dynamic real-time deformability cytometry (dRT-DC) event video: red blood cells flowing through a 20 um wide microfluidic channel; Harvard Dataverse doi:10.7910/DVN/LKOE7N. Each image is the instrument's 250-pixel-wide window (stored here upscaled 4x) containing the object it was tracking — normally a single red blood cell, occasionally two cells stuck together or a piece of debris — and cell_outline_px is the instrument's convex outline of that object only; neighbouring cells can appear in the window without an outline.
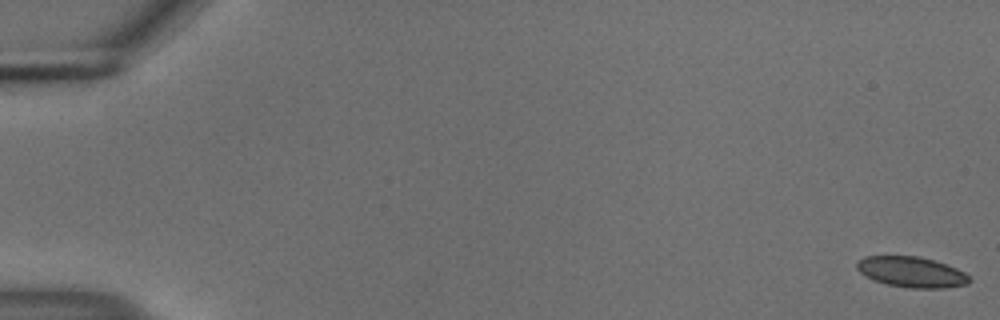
{"species": "common noctule bat (a hibernating species)", "species_latin": "Nyctalus noctula", "temperature_condition": "cold", "stored_images_in_passage": 7, "camera_frame_rate_fps": 3000, "um_per_image_px": 0.085, "animal": {"sex": "male", "body_mass_g": 18.8}, "frame": {"image": 1, "passage_image": 1, "time_ms": 0.0, "image_size_px": [1000, 320], "cell_outline_px": [[972, 280], [968, 284], [944, 288], [912, 288], [888, 284], [872, 280], [864, 276], [856, 268], [856, 264], [864, 256], [920, 256], [956, 268], [964, 272]], "centroid_in_image_um": [77.47, 23.12], "position_along_channel_um": 7.5, "area_um2": 20.0}}